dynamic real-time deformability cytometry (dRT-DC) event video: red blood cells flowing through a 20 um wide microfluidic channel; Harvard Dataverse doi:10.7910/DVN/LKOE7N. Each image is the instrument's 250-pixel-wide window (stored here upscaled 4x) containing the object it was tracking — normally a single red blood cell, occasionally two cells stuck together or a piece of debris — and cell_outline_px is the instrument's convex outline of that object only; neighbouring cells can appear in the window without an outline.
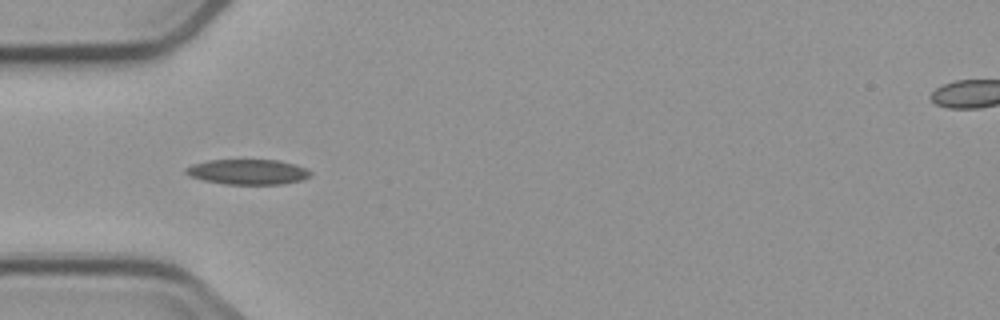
{"species": "common noctule bat (a hibernating species)", "species_latin": "Nyctalus noctula", "temperature_condition": "cold", "stored_images_in_passage": 7, "camera_frame_rate_fps": 3000, "um_per_image_px": 0.085, "animal": {"sex": "male", "body_mass_g": 23.1, "forearm_length_mm": 52.7}, "frame": {"image": 1, "passage_image": 3, "time_ms": 3.333, "image_size_px": [1000, 320], "cell_outline_px": [[312, 176], [300, 180], [280, 184], [224, 184], [204, 180], [188, 176], [184, 172], [184, 168], [192, 164], [208, 160], [280, 160], [304, 168], [312, 172]], "centroid_in_image_um": [21.02, 14.61], "position_along_channel_um": 64.0, "area_um2": 18.26}}
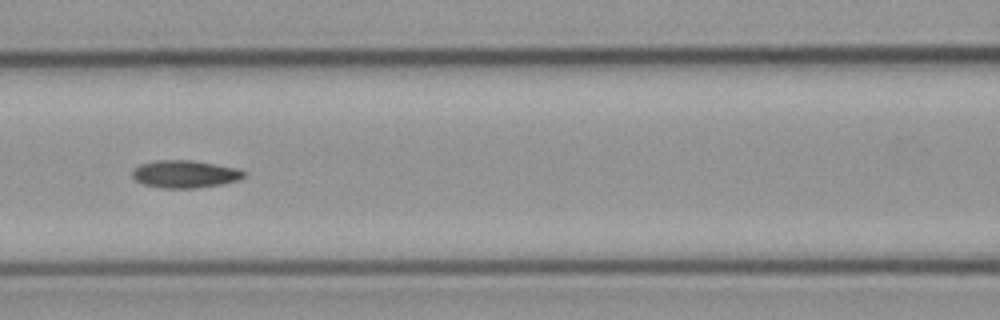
{"frame": {"image": 2, "passage_image": 5, "time_ms": 5.667, "image_size_px": [1000, 320], "cell_outline_px": [[244, 176], [236, 180], [220, 184], [192, 188], [160, 188], [144, 184], [136, 180], [132, 176], [132, 172], [140, 164], [156, 160], [192, 160], [240, 168], [244, 172]], "centroid_in_image_um": [15.7, 14.78], "position_along_channel_um": 150.9, "area_um2": 17.74}}
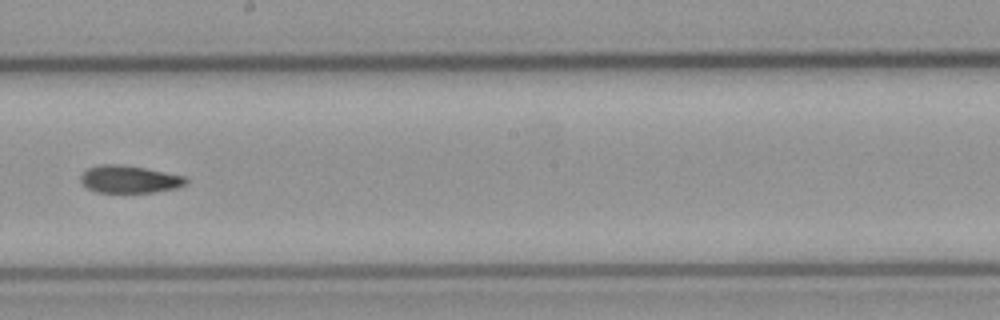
{"frame": {"image": 3, "passage_image": 7, "time_ms": 8.0, "image_size_px": [1000, 320], "cell_outline_px": [[188, 184], [176, 188], [152, 192], [96, 192], [88, 188], [80, 180], [80, 176], [88, 168], [100, 164], [120, 164], [144, 168], [184, 176], [188, 180]], "centroid_in_image_um": [11.0, 15.23], "position_along_channel_um": 237.2, "area_um2": 16.7}}